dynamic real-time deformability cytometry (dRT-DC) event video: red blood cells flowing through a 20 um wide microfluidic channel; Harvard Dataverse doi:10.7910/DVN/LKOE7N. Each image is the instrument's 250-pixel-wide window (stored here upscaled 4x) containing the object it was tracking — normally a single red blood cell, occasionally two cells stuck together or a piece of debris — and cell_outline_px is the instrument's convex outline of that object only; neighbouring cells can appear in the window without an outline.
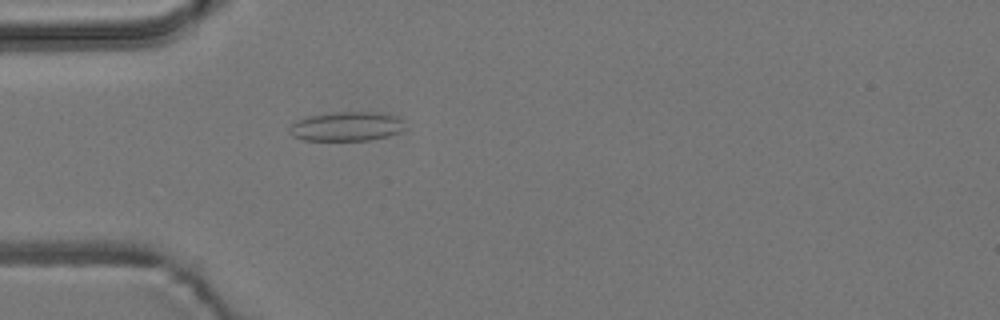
{"species": "common noctule bat (a hibernating species)", "species_latin": "Nyctalus noctula", "temperature_condition": "room temperature", "stored_images_in_passage": 39, "camera_frame_rate_fps": 3000, "um_per_image_px": 0.085, "animal": {"sex": "male", "body_mass_g": 19.2, "forearm_length_mm": 51.8}, "frame": {"image": 1, "passage_image": 1, "time_ms": 0.0, "image_size_px": [1000, 320], "cell_outline_px": [[408, 128], [400, 132], [388, 136], [368, 140], [304, 140], [292, 136], [288, 132], [288, 128], [296, 120], [308, 116], [336, 112], [376, 112], [396, 116], [404, 120]], "centroid_in_image_um": [29.49, 10.74], "position_along_channel_um": 55.5, "area_um2": 19.94}}
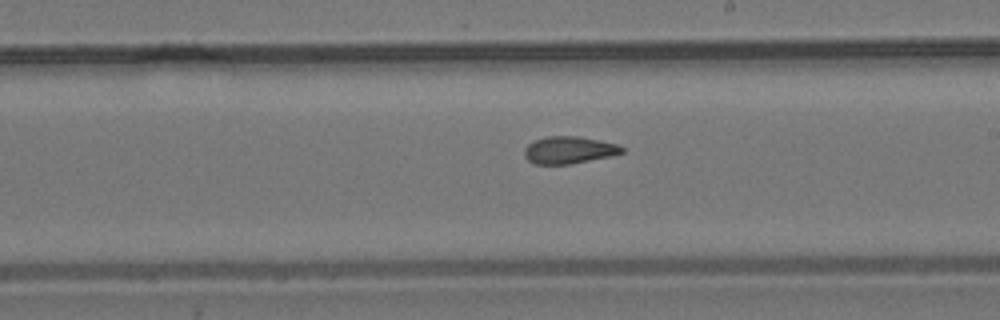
{"frame": {"image": 2, "passage_image": 16, "time_ms": 5.0, "image_size_px": [1000, 320], "cell_outline_px": [[624, 152], [612, 156], [572, 164], [536, 164], [528, 160], [524, 156], [524, 148], [528, 144], [536, 140], [548, 136], [580, 136], [600, 140], [616, 144], [624, 148]], "centroid_in_image_um": [48.38, 12.75], "position_along_channel_um": 240.6, "area_um2": 15.55}}
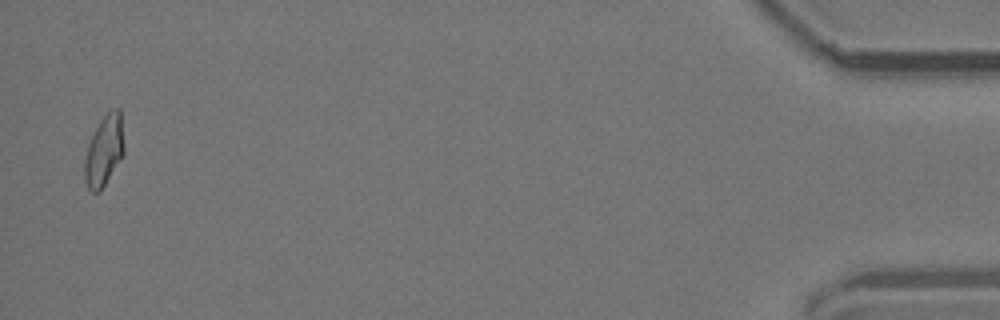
{"frame": {"image": 3, "passage_image": 38, "time_ms": 12.333, "image_size_px": [1000, 320], "cell_outline_px": [[124, 152], [100, 192], [92, 192], [88, 188], [84, 180], [84, 160], [88, 144], [100, 120], [112, 108], [120, 108], [124, 148]], "centroid_in_image_um": [8.83, 12.81], "position_along_channel_um": 426.4, "area_um2": 16.07}, "authors_computed_cell_mechanics": {"area_um2": 15.895, "velocity_mm_per_s": 3.7986, "shape_relaxation_time_tau1_ms": null, "shape_relaxation_time_tau2_ms": 2.1929, "deformation_change_tau1": null, "deformation_change_tau2": 0.0908}}